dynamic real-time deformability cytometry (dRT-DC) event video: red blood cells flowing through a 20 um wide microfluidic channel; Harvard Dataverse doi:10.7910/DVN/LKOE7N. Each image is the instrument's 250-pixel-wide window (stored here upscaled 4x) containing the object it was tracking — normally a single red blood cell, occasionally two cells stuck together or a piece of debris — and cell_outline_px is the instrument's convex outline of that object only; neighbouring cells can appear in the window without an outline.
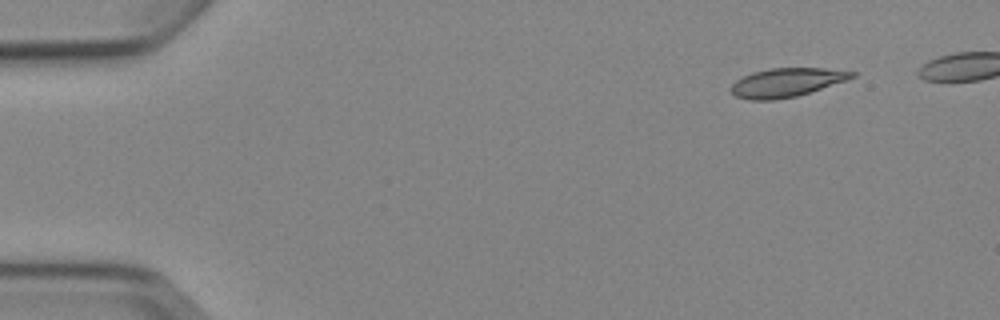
{"species": "Egyptian fruit bat (a non-hibernating species)", "species_latin": "Rousettus aegyptiacus", "temperature_condition": "cold", "stored_images_in_passage": 4, "camera_frame_rate_fps": 3000, "um_per_image_px": 0.085, "animal": {"sex": "female"}, "frame": {"image": 1, "passage_image": 1, "time_ms": 0.0, "image_size_px": [1000, 320], "cell_outline_px": [[856, 76], [796, 96], [772, 100], [752, 100], [736, 96], [728, 88], [736, 80], [752, 72], [768, 68], [824, 68], [856, 72]], "centroid_in_image_um": [66.79, 7.0], "position_along_channel_um": 18.2, "area_um2": 19.94}}